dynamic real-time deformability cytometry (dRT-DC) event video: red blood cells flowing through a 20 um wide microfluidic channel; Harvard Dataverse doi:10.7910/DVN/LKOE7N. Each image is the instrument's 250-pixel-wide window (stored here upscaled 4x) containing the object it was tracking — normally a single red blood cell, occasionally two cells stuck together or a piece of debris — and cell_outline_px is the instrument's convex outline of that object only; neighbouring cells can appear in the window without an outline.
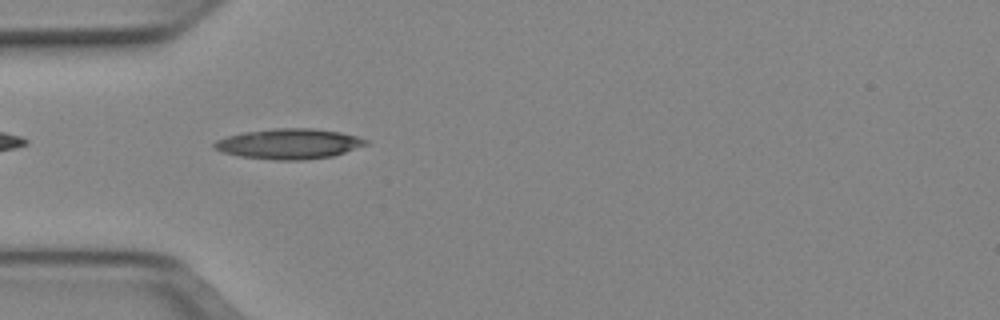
{"species": "Egyptian fruit bat (a non-hibernating species)", "species_latin": "Rousettus aegyptiacus", "temperature_condition": "cold", "stored_images_in_passage": 39, "camera_frame_rate_fps": 3000, "um_per_image_px": 0.085, "animal": {"sex": "female"}, "frame": {"image": 1, "passage_image": 3, "time_ms": 0.667, "image_size_px": [1000, 320], "cell_outline_px": [[368, 144], [332, 156], [304, 160], [272, 160], [240, 156], [224, 152], [212, 148], [212, 144], [216, 140], [228, 136], [244, 132], [276, 128], [312, 128], [340, 132], [356, 136], [368, 140]], "centroid_in_image_um": [24.55, 12.22], "position_along_channel_um": 60.5, "area_um2": 26.65}}
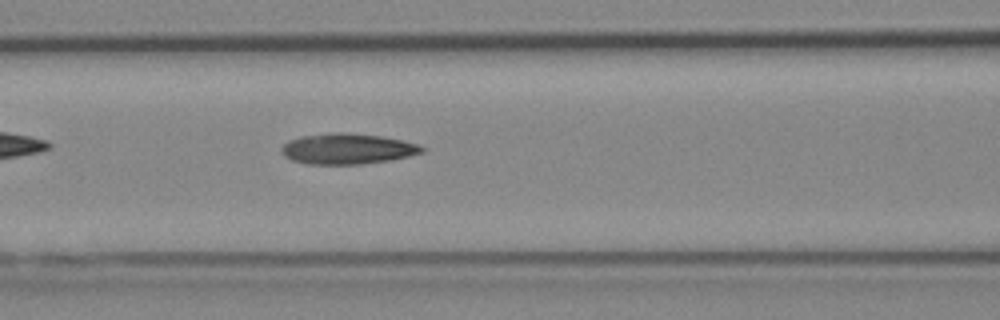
{"frame": {"image": 2, "passage_image": 9, "time_ms": 2.667, "image_size_px": [1000, 320], "cell_outline_px": [[424, 152], [392, 160], [360, 164], [308, 164], [292, 160], [284, 156], [280, 152], [280, 148], [288, 140], [300, 136], [336, 132], [340, 132], [380, 136], [420, 144], [424, 148]], "centroid_in_image_um": [29.5, 12.65], "position_along_channel_um": 137.1, "area_um2": 25.09}}
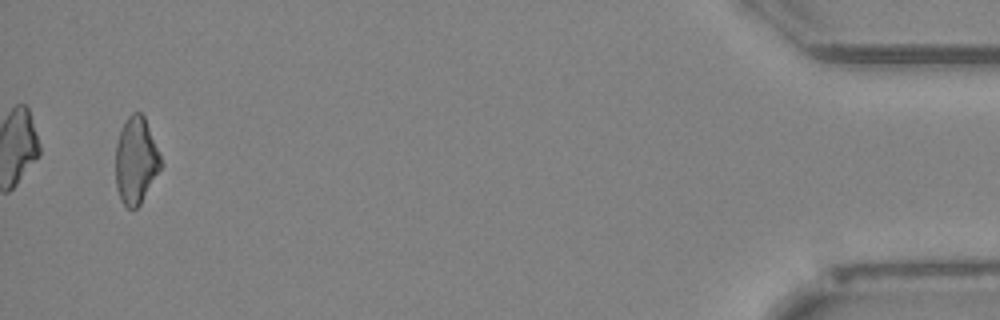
{"frame": {"image": 3, "passage_image": 37, "time_ms": 12.0, "image_size_px": [1000, 320], "cell_outline_px": [[164, 164], [140, 204], [136, 208], [128, 208], [120, 200], [116, 188], [116, 144], [120, 132], [128, 116], [132, 112], [140, 112], [144, 116], [160, 152]], "centroid_in_image_um": [11.58, 13.65], "position_along_channel_um": 423.6, "area_um2": 23.0}, "authors_computed_cell_mechanics": {"area_um2": 24.276, "velocity_mm_per_s": 3.9559, "shape_relaxation_time_tau1_ms": 9.4707, "shape_relaxation_time_tau2_ms": 4.2466, "deformation_change_tau1": 0.2131, "deformation_change_tau2": 0.1424}}